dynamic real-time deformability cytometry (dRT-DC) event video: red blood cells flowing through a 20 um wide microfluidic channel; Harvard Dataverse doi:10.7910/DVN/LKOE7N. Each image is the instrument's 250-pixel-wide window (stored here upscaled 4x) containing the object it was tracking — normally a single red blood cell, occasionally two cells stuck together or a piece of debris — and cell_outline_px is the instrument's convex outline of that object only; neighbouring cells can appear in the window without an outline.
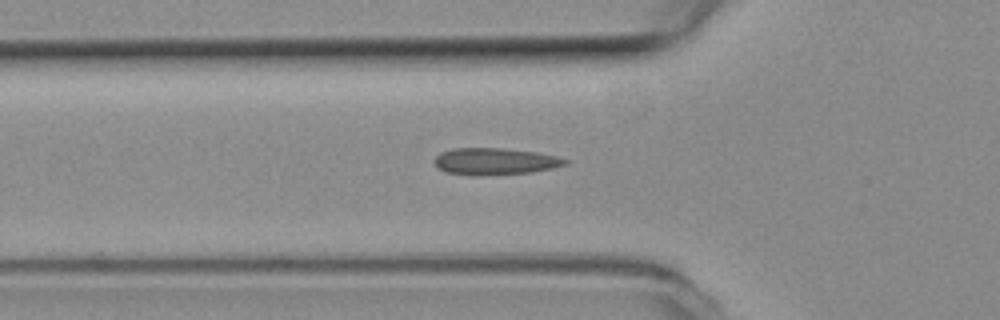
{"species": "common noctule bat (a hibernating species)", "species_latin": "Nyctalus noctula", "temperature_condition": "room temperature", "stored_images_in_passage": 5, "camera_frame_rate_fps": 3000, "um_per_image_px": 0.085, "animal": {"sex": "female", "body_mass_g": 19.3, "forearm_length_mm": 54.1}, "frame": {"image": 1, "passage_image": 5, "time_ms": 1.333, "image_size_px": [1000, 320], "cell_outline_px": [[568, 164], [552, 168], [532, 172], [480, 176], [472, 176], [448, 172], [440, 168], [436, 164], [436, 156], [440, 152], [452, 148], [500, 148], [536, 152], [556, 156], [568, 160]], "centroid_in_image_um": [42.09, 13.72], "position_along_channel_um": 83.7, "area_um2": 20.35}}